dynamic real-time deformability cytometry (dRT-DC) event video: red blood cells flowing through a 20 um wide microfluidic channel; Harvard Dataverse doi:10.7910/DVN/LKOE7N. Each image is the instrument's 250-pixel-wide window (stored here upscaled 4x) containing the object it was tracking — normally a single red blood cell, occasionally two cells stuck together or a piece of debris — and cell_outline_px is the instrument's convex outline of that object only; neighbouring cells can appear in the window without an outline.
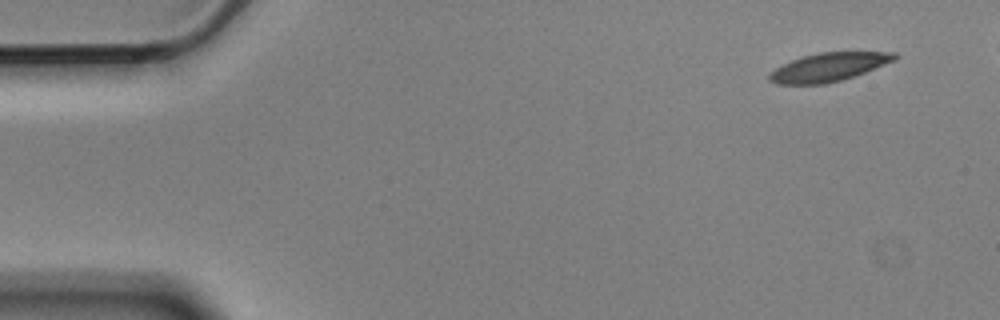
{"species": "Egyptian fruit bat (a non-hibernating species)", "species_latin": "Rousettus aegyptiacus", "temperature_condition": "cold", "stored_images_in_passage": 5, "camera_frame_rate_fps": 3000, "um_per_image_px": 0.085, "animal": {"sex": "male"}, "frame": {"image": 1, "passage_image": 1, "time_ms": 0.0, "image_size_px": [1000, 320], "cell_outline_px": [[900, 56], [896, 60], [864, 72], [840, 80], [824, 84], [776, 84], [768, 80], [768, 76], [776, 68], [792, 60], [804, 56], [820, 52], [896, 52]], "centroid_in_image_um": [70.46, 5.7], "position_along_channel_um": 14.5, "area_um2": 20.52}}